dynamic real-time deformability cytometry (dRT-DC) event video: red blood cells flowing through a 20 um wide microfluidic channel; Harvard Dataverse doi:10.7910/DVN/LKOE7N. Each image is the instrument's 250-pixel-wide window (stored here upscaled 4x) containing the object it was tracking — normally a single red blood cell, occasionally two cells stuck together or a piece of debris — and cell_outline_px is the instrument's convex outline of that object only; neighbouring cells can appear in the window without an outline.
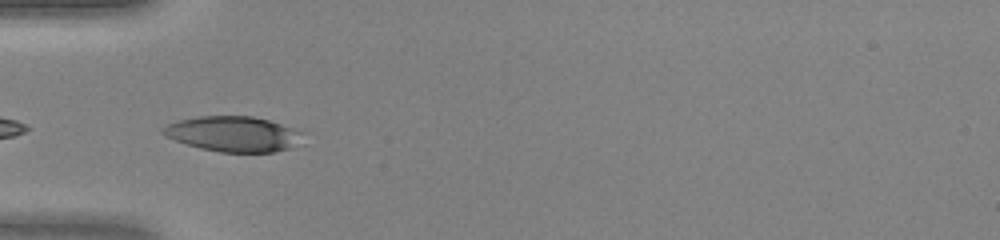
{"species": "human", "species_latin": "Homo sapiens", "temperature_condition": "warm", "stored_images_in_passage": 32, "camera_frame_rate_fps": 3000, "um_per_image_px": 0.085, "donor": {"sex": "female"}, "frame": {"image": 1, "passage_image": 1, "time_ms": 0.0, "image_size_px": [1000, 240], "cell_outline_px": [[304, 132], [288, 148], [272, 152], [220, 152], [200, 148], [164, 136], [160, 132], [160, 128], [168, 124], [180, 120], [196, 116], [252, 116], [268, 120]], "centroid_in_image_um": [19.73, 11.37], "position_along_channel_um": 65.3, "area_um2": 28.26}}